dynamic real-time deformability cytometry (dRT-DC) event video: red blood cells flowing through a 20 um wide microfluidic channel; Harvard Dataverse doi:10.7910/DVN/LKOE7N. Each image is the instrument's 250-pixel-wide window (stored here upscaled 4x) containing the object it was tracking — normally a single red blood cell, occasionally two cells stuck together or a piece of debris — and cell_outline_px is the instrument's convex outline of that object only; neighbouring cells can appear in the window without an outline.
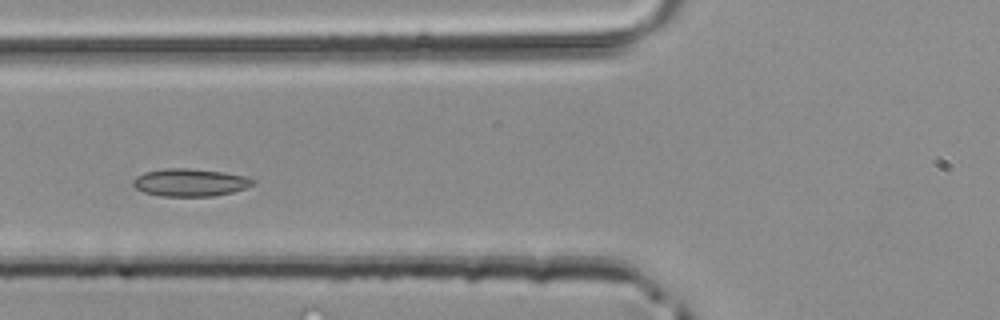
{"species": "common noctule bat (a hibernating species)", "species_latin": "Nyctalus noctula", "temperature_condition": "room temperature", "stored_images_in_passage": 38, "camera_frame_rate_fps": 3000, "um_per_image_px": 0.085, "animal": {"sex": "male", "body_mass_g": 20.4}, "frame": {"image": 1, "passage_image": 9, "time_ms": 2.667, "image_size_px": [1000, 320], "cell_outline_px": [[256, 184], [232, 192], [212, 196], [160, 196], [144, 192], [136, 188], [132, 184], [132, 180], [136, 176], [144, 172], [164, 168], [188, 168], [224, 172], [244, 176], [256, 180]], "centroid_in_image_um": [16.14, 15.5], "position_along_channel_um": 109.7, "area_um2": 19.36}}
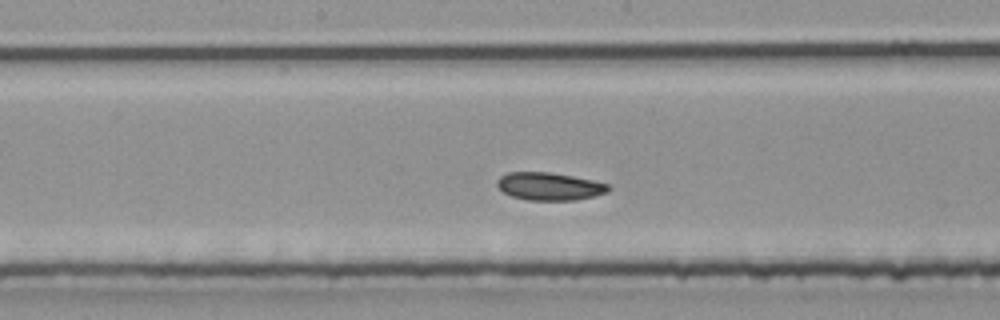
{"frame": {"image": 2, "passage_image": 15, "time_ms": 4.667, "image_size_px": [1000, 320], "cell_outline_px": [[612, 188], [608, 192], [576, 200], [528, 200], [512, 196], [504, 192], [496, 184], [496, 180], [500, 176], [508, 172], [548, 172], [572, 176], [592, 180], [608, 184]], "centroid_in_image_um": [46.69, 15.83], "position_along_channel_um": 201.5, "area_um2": 17.92}}
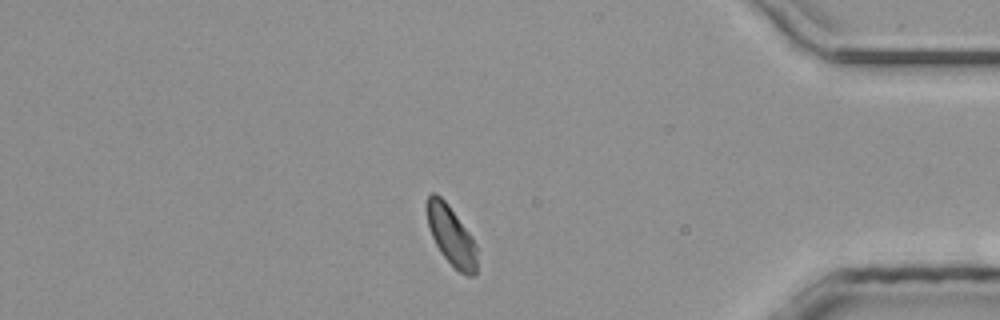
{"frame": {"image": 3, "passage_image": 30, "time_ms": 9.667, "image_size_px": [1000, 320], "cell_outline_px": [[476, 272], [472, 276], [468, 276], [460, 272], [440, 252], [432, 236], [428, 224], [428, 196], [432, 192], [436, 192], [448, 204], [472, 236], [476, 244]], "centroid_in_image_um": [38.37, 20.03], "position_along_channel_um": 396.8, "area_um2": 16.94}}